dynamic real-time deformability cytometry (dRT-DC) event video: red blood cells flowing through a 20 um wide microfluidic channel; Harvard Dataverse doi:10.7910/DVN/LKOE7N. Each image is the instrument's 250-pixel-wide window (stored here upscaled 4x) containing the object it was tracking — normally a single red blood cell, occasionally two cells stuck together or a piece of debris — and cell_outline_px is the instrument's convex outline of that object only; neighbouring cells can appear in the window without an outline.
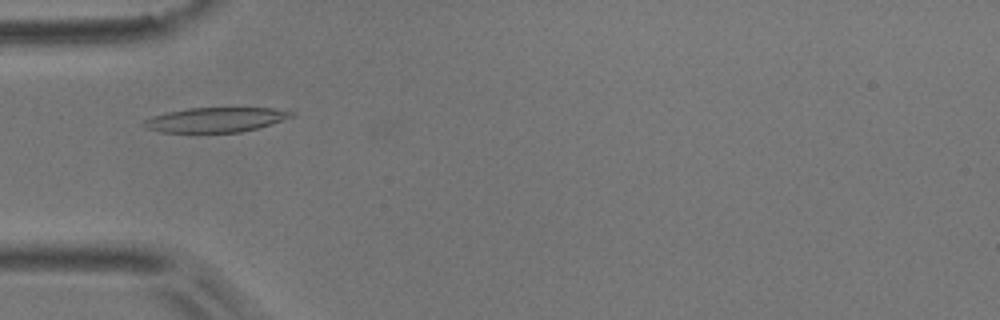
{"species": "common noctule bat (a hibernating species)", "species_latin": "Nyctalus noctula", "temperature_condition": "room temperature", "stored_images_in_passage": 6, "camera_frame_rate_fps": 3000, "um_per_image_px": 0.085, "animal": {"sex": "male", "body_mass_g": 17.9}, "frame": {"image": 1, "passage_image": 3, "time_ms": 3.0, "image_size_px": [1000, 320], "cell_outline_px": [[296, 112], [292, 116], [260, 128], [240, 132], [160, 132], [148, 128], [140, 124], [144, 120], [152, 116], [168, 112], [188, 108], [272, 108]], "centroid_in_image_um": [18.31, 10.18], "position_along_channel_um": 66.7, "area_um2": 21.1}}
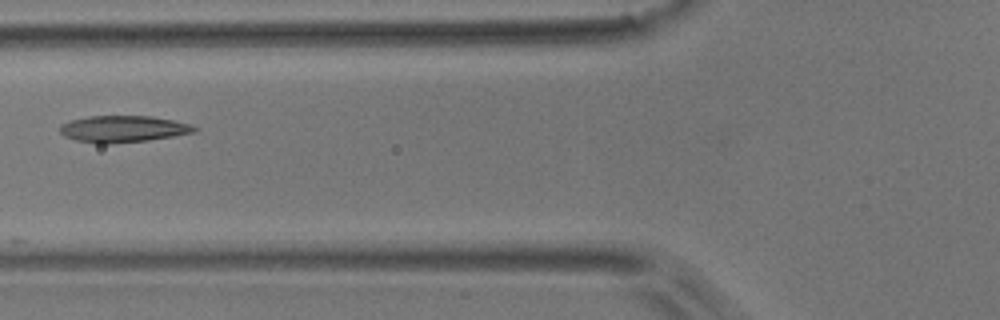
{"frame": {"image": 2, "passage_image": 4, "time_ms": 4.333, "image_size_px": [1000, 320], "cell_outline_px": [[200, 128], [196, 132], [148, 140], [108, 144], [96, 144], [76, 140], [64, 136], [60, 132], [60, 124], [72, 120], [88, 116], [152, 116], [172, 120], [188, 124]], "centroid_in_image_um": [10.45, 10.96], "position_along_channel_um": 115.4, "area_um2": 20.87}}
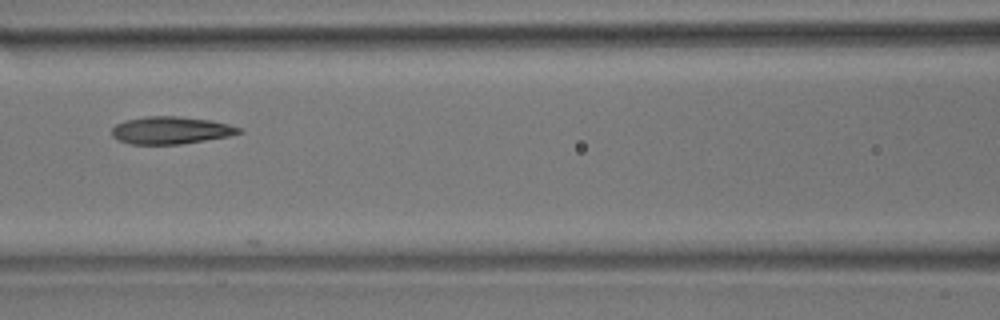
{"frame": {"image": 3, "passage_image": 5, "time_ms": 5.333, "image_size_px": [1000, 320], "cell_outline_px": [[244, 132], [228, 136], [180, 144], [132, 144], [120, 140], [112, 136], [112, 128], [116, 124], [124, 120], [144, 116], [176, 116], [212, 120], [244, 128]], "centroid_in_image_um": [14.54, 11.06], "position_along_channel_um": 152.1, "area_um2": 20.35}}